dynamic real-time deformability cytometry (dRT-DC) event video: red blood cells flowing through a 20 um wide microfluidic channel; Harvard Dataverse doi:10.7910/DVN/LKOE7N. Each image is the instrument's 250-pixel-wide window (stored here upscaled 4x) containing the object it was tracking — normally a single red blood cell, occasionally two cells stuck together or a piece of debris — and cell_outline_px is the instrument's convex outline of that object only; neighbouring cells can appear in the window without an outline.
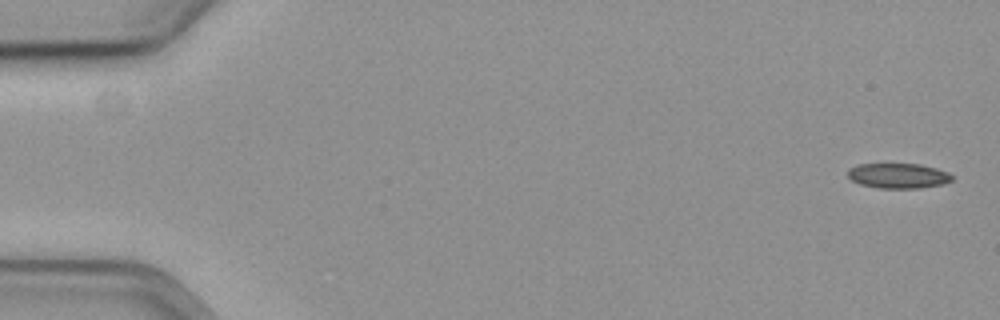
{"species": "common noctule bat (a hibernating species)", "species_latin": "Nyctalus noctula", "temperature_condition": "cold", "stored_images_in_passage": 58, "camera_frame_rate_fps": 3000, "um_per_image_px": 0.085, "animal": {"sex": "female", "body_mass_g": 19.3, "forearm_length_mm": 54.1}, "frame": {"image": 1, "passage_image": 1, "time_ms": 0.0, "image_size_px": [1000, 320], "cell_outline_px": [[952, 180], [944, 184], [920, 188], [876, 188], [860, 184], [852, 180], [848, 176], [848, 168], [860, 164], [920, 164], [936, 168], [948, 172], [952, 176]], "centroid_in_image_um": [76.35, 14.94], "position_along_channel_um": 8.6, "area_um2": 15.26}}
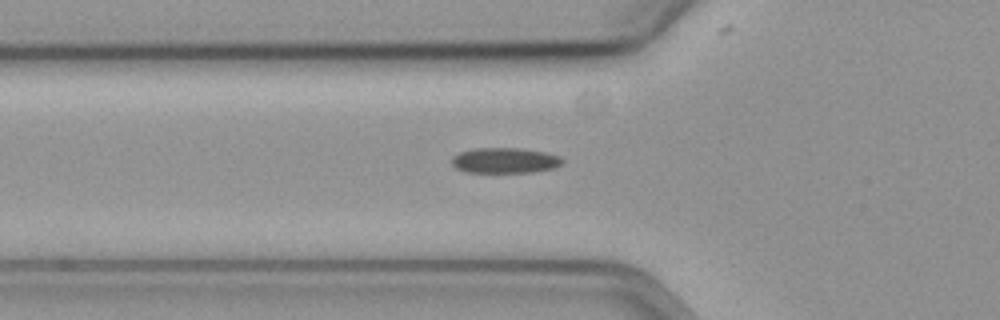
{"frame": {"image": 2, "passage_image": 20, "time_ms": 6.333, "image_size_px": [1000, 320], "cell_outline_px": [[564, 160], [560, 164], [552, 168], [532, 172], [464, 172], [456, 168], [452, 164], [452, 156], [460, 152], [476, 148], [520, 148], [544, 152], [560, 156]], "centroid_in_image_um": [42.89, 13.63], "position_along_channel_um": 82.9, "area_um2": 16.3}}
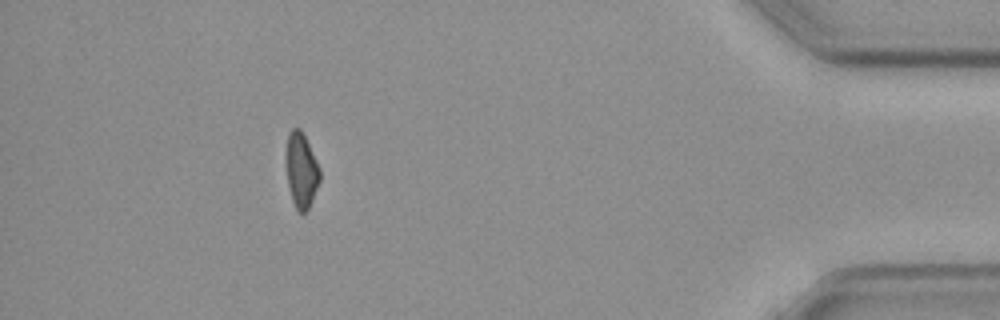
{"frame": {"image": 3, "passage_image": 52, "time_ms": 17.0, "image_size_px": [1000, 320], "cell_outline_px": [[320, 180], [312, 200], [308, 208], [304, 212], [296, 212], [292, 200], [288, 184], [288, 132], [292, 128], [300, 128], [320, 168]], "centroid_in_image_um": [25.64, 14.52], "position_along_channel_um": 409.6, "area_um2": 14.16}}